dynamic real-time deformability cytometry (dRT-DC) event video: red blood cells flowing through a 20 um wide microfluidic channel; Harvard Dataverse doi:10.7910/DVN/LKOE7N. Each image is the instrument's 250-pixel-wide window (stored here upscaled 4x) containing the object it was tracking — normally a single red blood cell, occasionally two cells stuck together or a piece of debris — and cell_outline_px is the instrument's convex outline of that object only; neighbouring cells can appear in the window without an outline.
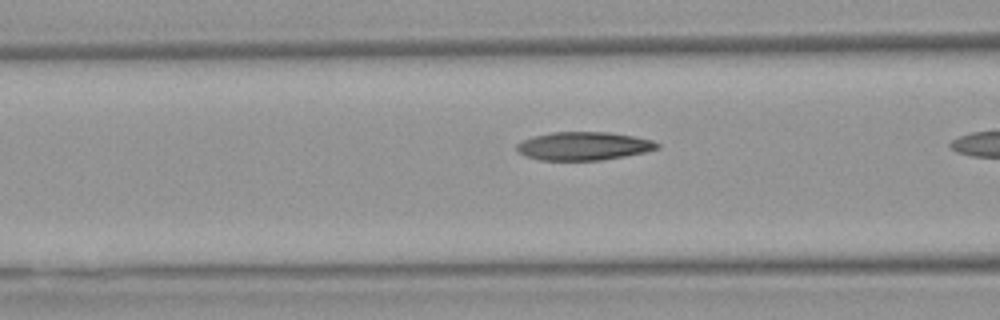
{"species": "Egyptian fruit bat (a non-hibernating species)", "species_latin": "Rousettus aegyptiacus", "temperature_condition": "warm", "stored_images_in_passage": 11, "camera_frame_rate_fps": 3000, "um_per_image_px": 0.085, "animal": {"sex": "female"}, "frame": {"image": 1, "passage_image": 10, "time_ms": 3.0, "image_size_px": [1000, 320], "cell_outline_px": [[660, 148], [644, 152], [604, 160], [540, 160], [524, 156], [516, 152], [516, 144], [532, 136], [552, 132], [608, 132], [632, 136], [652, 140], [660, 144]], "centroid_in_image_um": [49.57, 12.42], "position_along_channel_um": 117.0, "area_um2": 23.24}}